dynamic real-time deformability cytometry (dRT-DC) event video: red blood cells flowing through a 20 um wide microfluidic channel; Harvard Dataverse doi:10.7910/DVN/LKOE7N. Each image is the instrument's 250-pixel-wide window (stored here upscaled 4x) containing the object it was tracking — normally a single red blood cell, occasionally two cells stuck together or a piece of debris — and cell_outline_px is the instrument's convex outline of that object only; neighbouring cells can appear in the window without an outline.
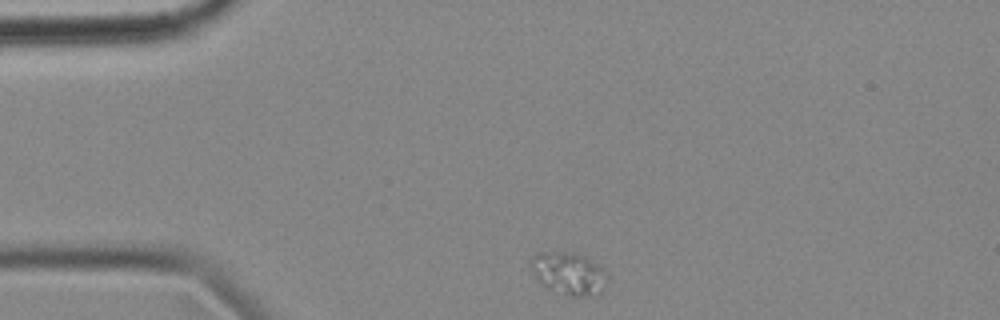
{"species": "common noctule bat (a hibernating species)", "species_latin": "Nyctalus noctula", "temperature_condition": "cold", "stored_images_in_passage": 48, "camera_frame_rate_fps": 3000, "um_per_image_px": 0.085, "animal": {"sex": "female", "body_mass_g": 18.4}, "frame": {"image": 1, "passage_image": 1, "time_ms": 0.0, "image_size_px": [1000, 320], "cell_outline_px": [[608, 276], [604, 288], [600, 292], [580, 296], [572, 296], [544, 288], [536, 276], [528, 260], [536, 252], [580, 252], [600, 264], [608, 272]], "centroid_in_image_um": [48.36, 23.19], "position_along_channel_um": 36.6, "area_um2": 19.31}}
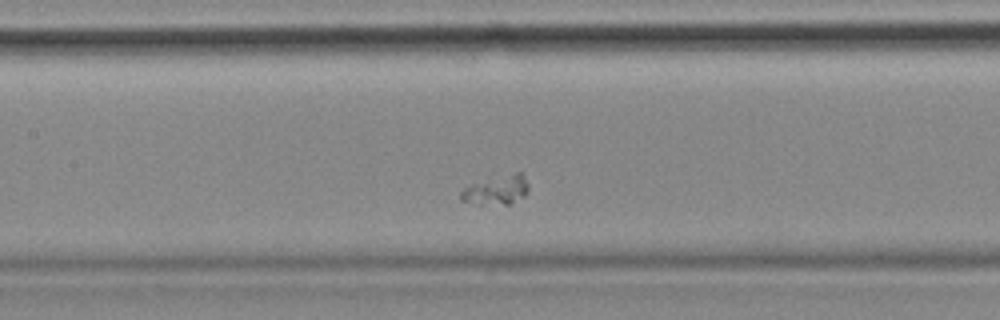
{"frame": {"image": 2, "passage_image": 16, "time_ms": 5.0, "image_size_px": [1000, 320], "cell_outline_px": [[528, 192], [524, 196], [512, 204], [472, 204], [460, 200], [460, 192], [464, 188], [472, 184], [516, 172], [524, 172], [528, 184]], "centroid_in_image_um": [42.23, 16.17], "position_along_channel_um": 165.2, "area_um2": 11.5}}
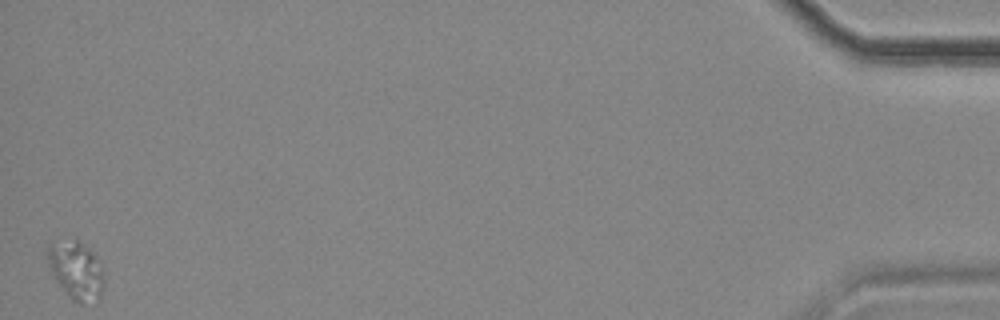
{"frame": {"image": 3, "passage_image": 48, "time_ms": 15.667, "image_size_px": [1000, 320], "cell_outline_px": [[104, 284], [100, 300], [96, 304], [80, 304], [72, 300], [52, 276], [44, 256], [44, 252], [48, 248], [76, 240], [84, 244], [96, 256], [104, 276]], "centroid_in_image_um": [6.49, 23.08], "position_along_channel_um": 428.7, "area_um2": 19.13}}